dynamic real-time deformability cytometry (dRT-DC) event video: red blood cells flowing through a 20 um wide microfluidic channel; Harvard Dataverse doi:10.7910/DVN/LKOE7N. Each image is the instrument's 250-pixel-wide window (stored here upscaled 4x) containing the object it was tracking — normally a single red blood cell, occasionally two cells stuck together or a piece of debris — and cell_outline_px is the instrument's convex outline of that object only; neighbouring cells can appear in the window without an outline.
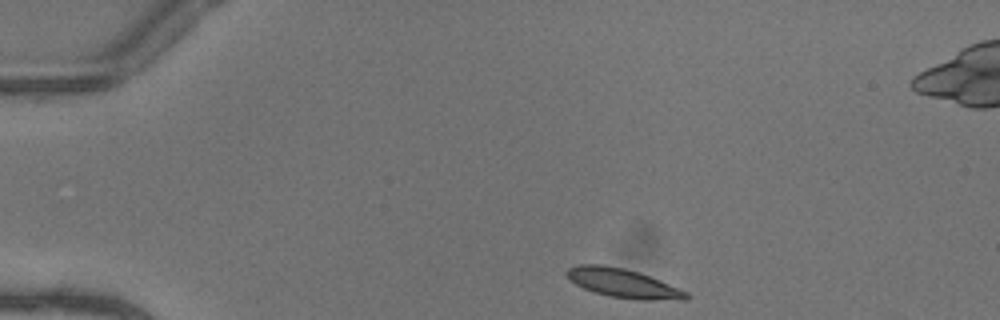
{"species": "common noctule bat (a hibernating species)", "species_latin": "Nyctalus noctula", "temperature_condition": "warm", "stored_images_in_passage": 42, "camera_frame_rate_fps": 3000, "um_per_image_px": 0.085, "animal": {"sex": "female"}, "frame": {"image": 1, "passage_image": 1, "time_ms": 0.0, "image_size_px": [1000, 320], "cell_outline_px": [[692, 296], [688, 300], [640, 300], [608, 296], [584, 288], [576, 284], [564, 272], [568, 268], [576, 264], [600, 264], [624, 268], [660, 280], [688, 292]], "centroid_in_image_um": [53.0, 24.08], "position_along_channel_um": 32.0, "area_um2": 20.11}}
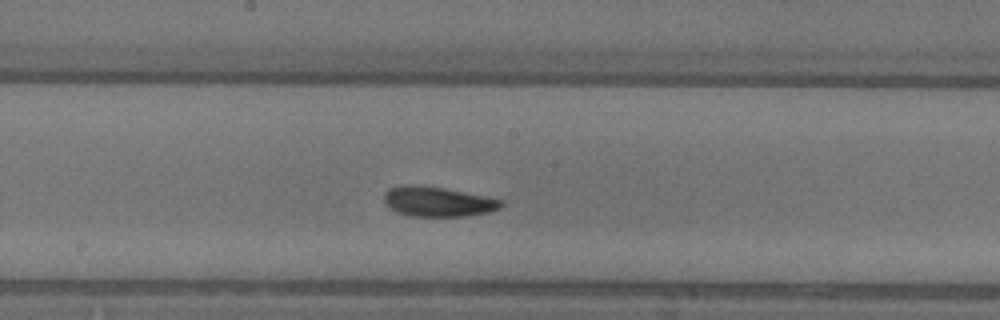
{"frame": {"image": 2, "passage_image": 19, "time_ms": 6.0, "image_size_px": [1000, 320], "cell_outline_px": [[504, 204], [500, 208], [488, 212], [468, 216], [412, 216], [396, 212], [388, 208], [384, 204], [384, 192], [388, 188], [400, 184], [420, 184], [444, 188], [484, 196], [500, 200]], "centroid_in_image_um": [37.12, 17.12], "position_along_channel_um": 211.1, "area_um2": 20.63}}
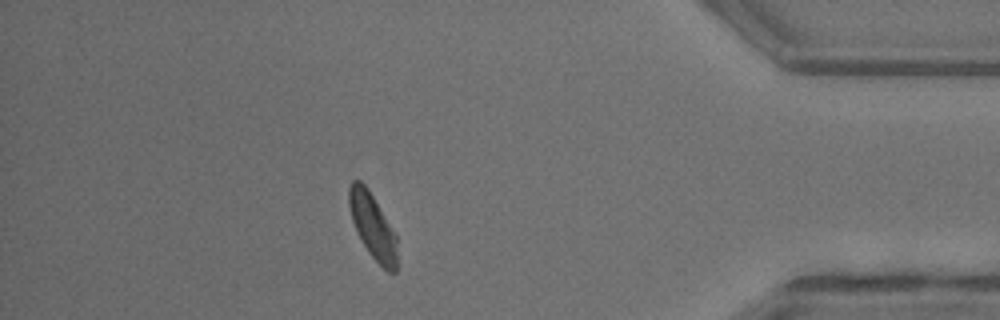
{"frame": {"image": 3, "passage_image": 36, "time_ms": 11.667, "image_size_px": [1000, 320], "cell_outline_px": [[396, 272], [388, 272], [368, 252], [352, 220], [348, 204], [348, 188], [352, 180], [360, 180], [368, 188], [396, 232]], "centroid_in_image_um": [31.68, 19.17], "position_along_channel_um": 403.5, "area_um2": 18.15}, "authors_computed_cell_mechanics": {"area_um2": 19.4208, "velocity_mm_per_s": 4.0872, "shape_relaxation_time_tau1_ms": 2.9395, "shape_relaxation_time_tau2_ms": null, "deformation_change_tau1": 0.1212, "deformation_change_tau2": null}}